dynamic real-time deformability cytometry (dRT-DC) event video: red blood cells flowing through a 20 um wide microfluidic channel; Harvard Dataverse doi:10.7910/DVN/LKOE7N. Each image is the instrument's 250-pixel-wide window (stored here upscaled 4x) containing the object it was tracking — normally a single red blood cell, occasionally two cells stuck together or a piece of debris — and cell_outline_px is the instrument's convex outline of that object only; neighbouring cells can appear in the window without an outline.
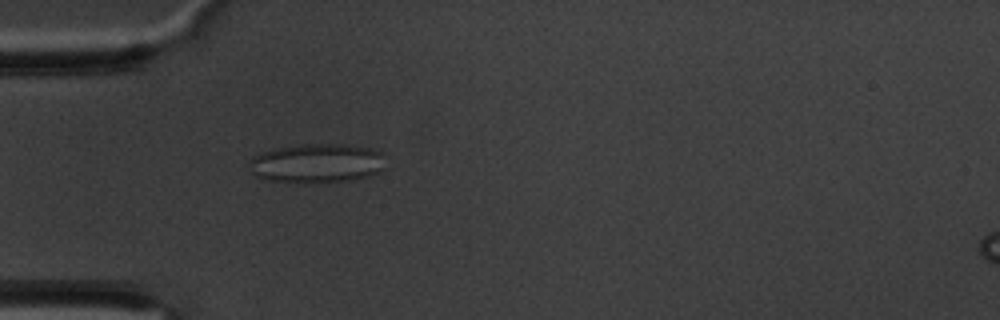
{"species": "common noctule bat (a hibernating species)", "species_latin": "Nyctalus noctula", "temperature_condition": "warm", "stored_images_in_passage": 62, "camera_frame_rate_fps": 3000, "um_per_image_px": 0.085, "animal": {"sex": "male", "body_mass_g": 20.1, "forearm_length_mm": 53.5}, "frame": {"image": 1, "passage_image": 19, "time_ms": 6.0, "image_size_px": [1000, 320], "cell_outline_px": [[388, 168], [380, 172], [368, 176], [348, 180], [300, 184], [268, 180], [256, 176], [252, 172], [248, 164], [248, 160], [252, 156], [260, 152], [272, 148], [304, 144], [344, 144], [368, 148], [380, 152]], "centroid_in_image_um": [26.9, 13.88], "position_along_channel_um": 58.1, "area_um2": 31.73}}
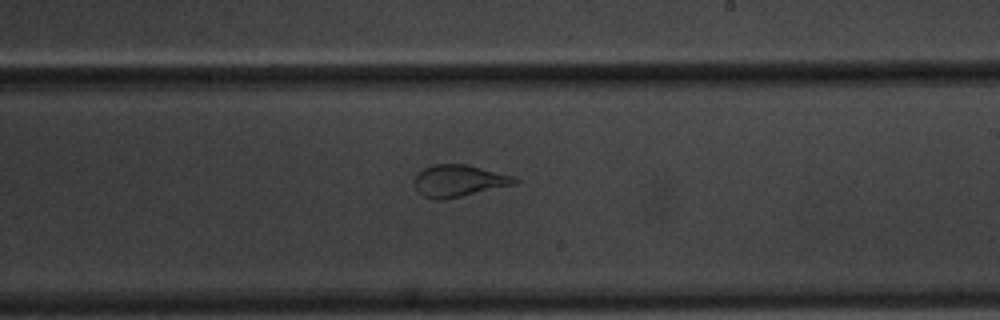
{"frame": {"image": 2, "passage_image": 37, "time_ms": 12.0, "image_size_px": [1000, 320], "cell_outline_px": [[520, 180], [516, 184], [444, 200], [436, 200], [424, 196], [416, 192], [412, 184], [412, 180], [424, 168], [432, 164], [468, 164], [516, 176]], "centroid_in_image_um": [38.99, 15.37], "position_along_channel_um": 250.0, "area_um2": 19.07}}
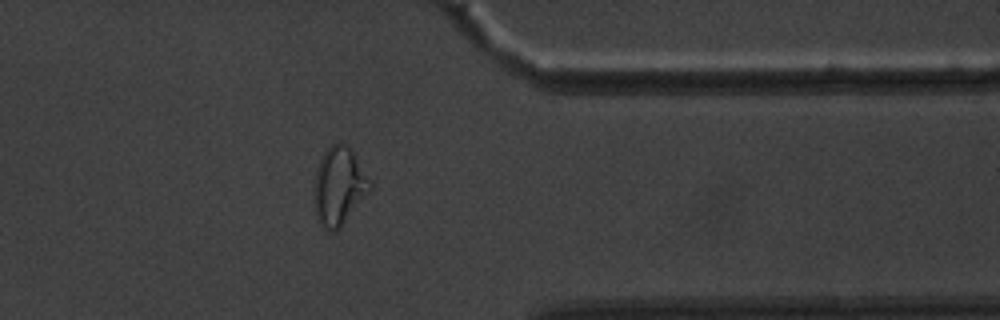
{"frame": {"image": 3, "passage_image": 50, "time_ms": 16.333, "image_size_px": [1000, 320], "cell_outline_px": [[372, 188], [340, 228], [332, 232], [324, 232], [316, 216], [316, 172], [320, 160], [324, 152], [332, 144], [340, 140], [348, 144], [352, 148], [372, 184]], "centroid_in_image_um": [28.84, 15.8], "position_along_channel_um": 382.6, "area_um2": 25.26}}